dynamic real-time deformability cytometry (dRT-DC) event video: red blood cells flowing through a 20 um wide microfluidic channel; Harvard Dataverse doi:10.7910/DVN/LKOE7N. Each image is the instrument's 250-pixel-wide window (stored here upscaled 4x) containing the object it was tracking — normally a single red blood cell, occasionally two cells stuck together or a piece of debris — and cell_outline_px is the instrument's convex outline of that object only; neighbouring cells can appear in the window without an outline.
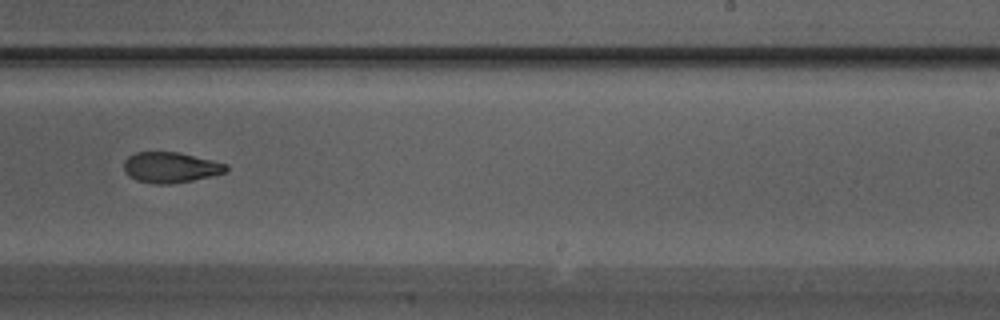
{"species": "Egyptian fruit bat (a non-hibernating species)", "species_latin": "Rousettus aegyptiacus", "temperature_condition": "warm", "stored_images_in_passage": 29, "camera_frame_rate_fps": 3000, "um_per_image_px": 0.085, "animal": {"sex": "male"}, "frame": {"image": 1, "passage_image": 17, "time_ms": 5.333, "image_size_px": [1000, 320], "cell_outline_px": [[228, 168], [224, 172], [212, 176], [192, 180], [168, 184], [152, 184], [136, 180], [128, 176], [124, 172], [124, 160], [128, 156], [136, 152], [180, 152], [228, 164]], "centroid_in_image_um": [14.47, 14.23], "position_along_channel_um": 274.5, "area_um2": 18.32}}
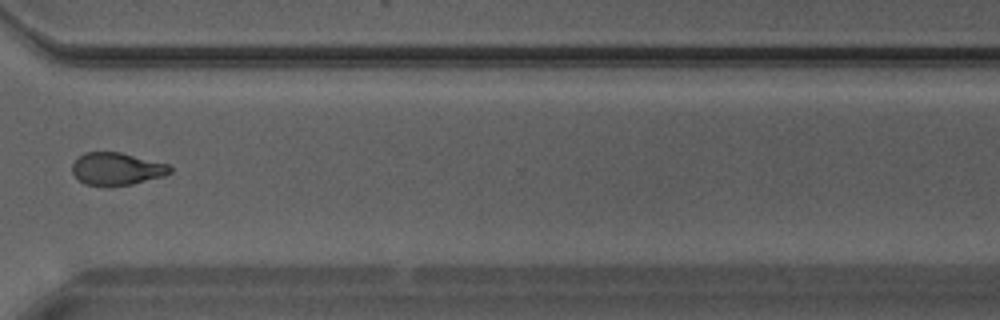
{"frame": {"image": 2, "passage_image": 21, "time_ms": 6.667, "image_size_px": [1000, 320], "cell_outline_px": [[172, 172], [164, 176], [132, 184], [84, 184], [72, 172], [72, 164], [84, 152], [120, 152], [168, 164], [172, 168]], "centroid_in_image_um": [9.95, 14.33], "position_along_channel_um": 360.7, "area_um2": 18.09}}